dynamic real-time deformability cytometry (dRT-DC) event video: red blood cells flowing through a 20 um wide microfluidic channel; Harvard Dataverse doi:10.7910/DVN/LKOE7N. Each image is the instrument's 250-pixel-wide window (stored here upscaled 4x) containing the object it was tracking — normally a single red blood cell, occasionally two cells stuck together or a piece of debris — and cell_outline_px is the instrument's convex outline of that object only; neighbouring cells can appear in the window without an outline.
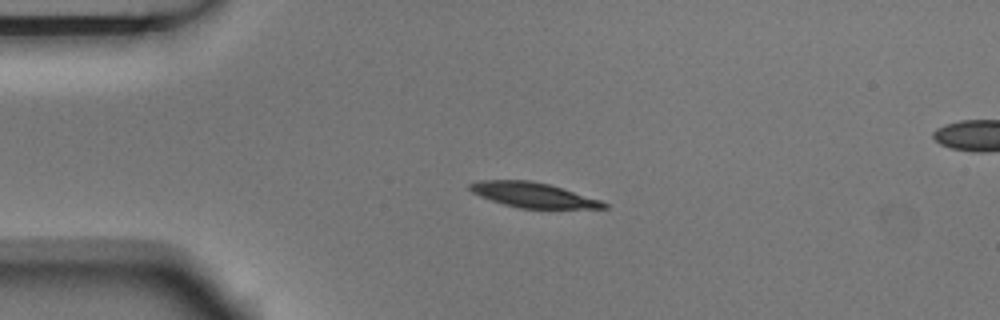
{"species": "Egyptian fruit bat (a non-hibernating species)", "species_latin": "Rousettus aegyptiacus", "temperature_condition": "room temperature", "stored_images_in_passage": 5, "camera_frame_rate_fps": 3000, "um_per_image_px": 0.085, "animal": {"sex": "male"}, "frame": {"image": 1, "passage_image": 3, "time_ms": 0.667, "image_size_px": [1000, 320], "cell_outline_px": [[608, 208], [520, 208], [504, 204], [480, 196], [472, 192], [468, 188], [468, 184], [480, 180], [528, 180], [548, 184], [600, 200], [608, 204]], "centroid_in_image_um": [45.27, 16.57], "position_along_channel_um": 39.7, "area_um2": 19.13}}
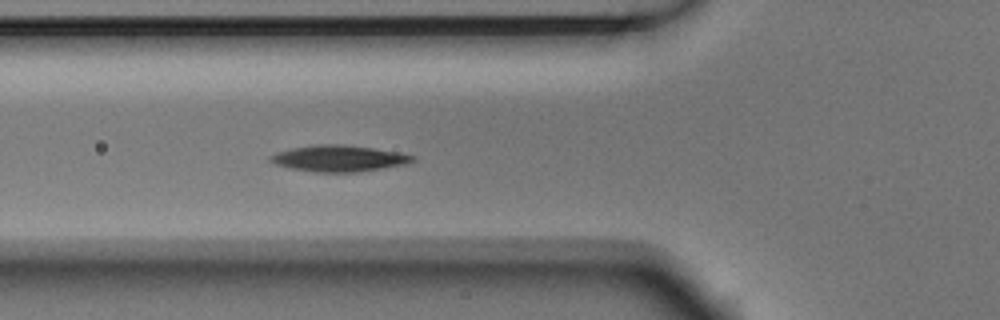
{"frame": {"image": 2, "passage_image": 5, "time_ms": 1.333, "image_size_px": [1000, 320], "cell_outline_px": [[416, 160], [408, 164], [360, 172], [316, 172], [288, 168], [276, 164], [268, 160], [276, 152], [292, 148], [320, 144], [340, 144], [372, 148], [396, 152], [416, 156]], "centroid_in_image_um": [28.83, 13.47], "position_along_channel_um": 97.0, "area_um2": 21.73}}